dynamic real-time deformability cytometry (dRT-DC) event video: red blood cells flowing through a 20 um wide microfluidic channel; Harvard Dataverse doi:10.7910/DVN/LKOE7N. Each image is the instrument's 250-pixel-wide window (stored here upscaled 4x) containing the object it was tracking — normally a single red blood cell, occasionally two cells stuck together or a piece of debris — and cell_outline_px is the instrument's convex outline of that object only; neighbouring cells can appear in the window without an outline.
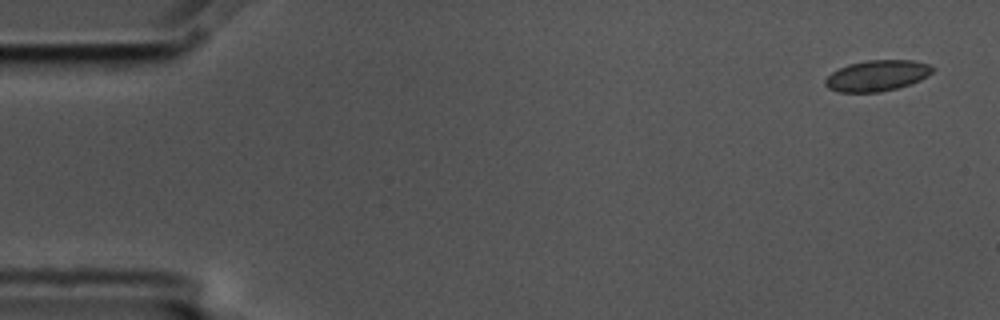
{"species": "common noctule bat (a hibernating species)", "species_latin": "Nyctalus noctula", "temperature_condition": "cold", "stored_images_in_passage": 3, "camera_frame_rate_fps": 3000, "um_per_image_px": 0.085, "animal": {"sex": "male", "body_mass_g": 17.5, "forearm_length_mm": 52.3}, "frame": {"image": 1, "passage_image": 1, "time_ms": 0.0, "image_size_px": [1000, 320], "cell_outline_px": [[936, 68], [928, 76], [920, 80], [896, 88], [880, 92], [840, 92], [828, 88], [824, 84], [824, 80], [832, 72], [848, 64], [864, 60], [912, 60], [928, 64]], "centroid_in_image_um": [74.55, 6.42], "position_along_channel_um": 10.5, "area_um2": 19.31}}